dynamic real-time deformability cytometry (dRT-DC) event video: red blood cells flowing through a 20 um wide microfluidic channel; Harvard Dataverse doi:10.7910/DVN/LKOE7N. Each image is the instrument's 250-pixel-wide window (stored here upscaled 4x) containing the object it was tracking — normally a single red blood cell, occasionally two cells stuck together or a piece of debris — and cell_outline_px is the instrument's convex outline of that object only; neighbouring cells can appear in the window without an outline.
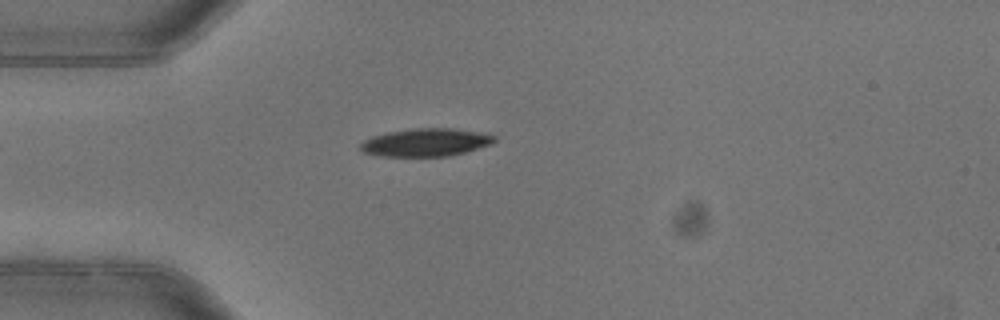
{"species": "common noctule bat (a hibernating species)", "species_latin": "Nyctalus noctula", "temperature_condition": "warm", "stored_images_in_passage": 2, "camera_frame_rate_fps": 3000, "um_per_image_px": 0.085, "animal": {"sex": "female"}, "frame": {"image": 1, "passage_image": 2, "time_ms": 0.333, "image_size_px": [1000, 320], "cell_outline_px": [[496, 140], [492, 144], [464, 152], [448, 156], [380, 156], [364, 152], [360, 148], [360, 144], [364, 140], [372, 136], [388, 132], [416, 128], [448, 128], [476, 132], [496, 136]], "centroid_in_image_um": [36.17, 12.11], "position_along_channel_um": 48.8, "area_um2": 21.5}}